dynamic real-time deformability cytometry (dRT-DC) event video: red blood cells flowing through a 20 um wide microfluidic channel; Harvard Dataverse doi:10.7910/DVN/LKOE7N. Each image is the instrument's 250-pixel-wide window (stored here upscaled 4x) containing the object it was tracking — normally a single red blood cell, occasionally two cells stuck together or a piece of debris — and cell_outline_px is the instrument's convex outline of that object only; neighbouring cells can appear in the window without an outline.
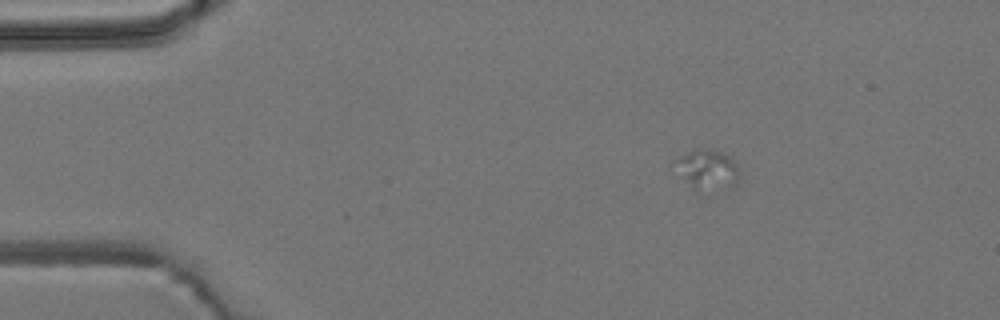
{"species": "common noctule bat (a hibernating species)", "species_latin": "Nyctalus noctula", "temperature_condition": "room temperature", "stored_images_in_passage": 16, "camera_frame_rate_fps": 3000, "um_per_image_px": 0.085, "animal": {"sex": "male", "body_mass_g": 19.2, "forearm_length_mm": 51.8}, "frame": {"image": 1, "passage_image": 1, "time_ms": 0.0, "image_size_px": [1000, 320], "cell_outline_px": [[740, 180], [736, 184], [696, 192], [692, 188], [672, 160], [688, 152], [704, 148], [720, 152], [732, 156], [736, 164]], "centroid_in_image_um": [60.15, 14.39], "position_along_channel_um": 24.8, "area_um2": 14.57}}
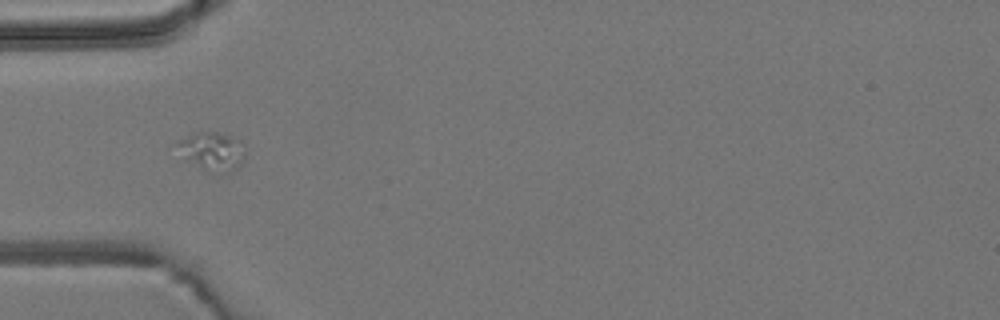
{"frame": {"image": 2, "passage_image": 10, "time_ms": 3.0, "image_size_px": [1000, 320], "cell_outline_px": [[244, 156], [240, 164], [232, 172], [220, 176], [208, 172], [184, 160], [176, 144], [176, 140], [196, 132], [216, 132], [228, 136], [232, 140]], "centroid_in_image_um": [17.9, 12.94], "position_along_channel_um": 67.1, "area_um2": 14.91}}
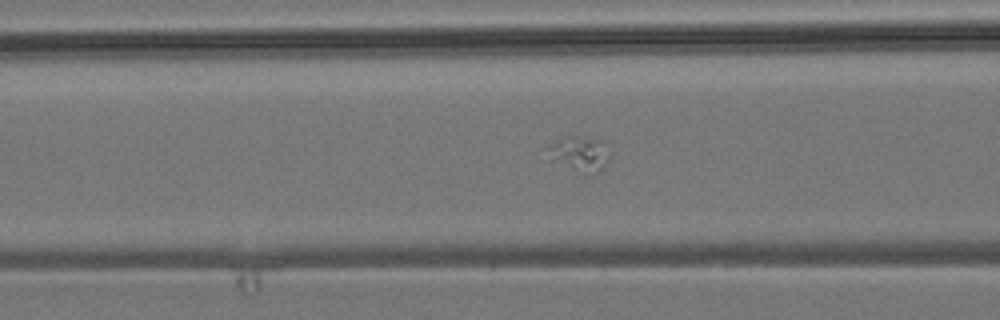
{"frame": {"image": 3, "passage_image": 14, "time_ms": 4.333, "image_size_px": [1000, 320], "cell_outline_px": [[612, 156], [604, 168], [596, 172], [584, 176], [556, 156], [548, 148], [548, 144], [564, 136], [580, 136], [604, 140], [612, 152]], "centroid_in_image_um": [49.48, 13.02], "position_along_channel_um": 117.1, "area_um2": 12.37}}